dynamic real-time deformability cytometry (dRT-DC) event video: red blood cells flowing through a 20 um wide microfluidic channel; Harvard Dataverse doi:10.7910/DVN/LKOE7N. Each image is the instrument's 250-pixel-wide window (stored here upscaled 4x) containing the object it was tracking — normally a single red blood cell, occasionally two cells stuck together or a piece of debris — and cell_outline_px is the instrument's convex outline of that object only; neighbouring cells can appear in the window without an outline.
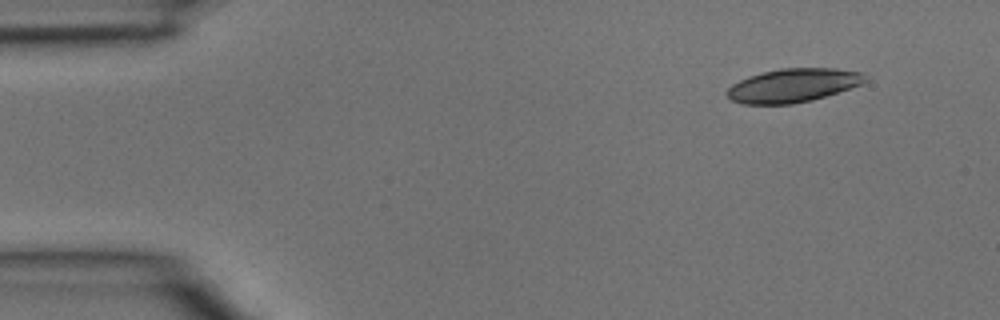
{"species": "common noctule bat (a hibernating species)", "species_latin": "Nyctalus noctula", "temperature_condition": "room temperature", "stored_images_in_passage": 3, "camera_frame_rate_fps": 3000, "um_per_image_px": 0.085, "animal": {"sex": "male", "body_mass_g": 15.6}, "frame": {"image": 1, "passage_image": 1, "time_ms": 0.0, "image_size_px": [1000, 320], "cell_outline_px": [[868, 80], [860, 84], [812, 100], [792, 104], [744, 104], [732, 100], [724, 92], [732, 84], [748, 76], [780, 68], [836, 68], [864, 72], [868, 76]], "centroid_in_image_um": [67.41, 7.25], "position_along_channel_um": 17.6, "area_um2": 27.05}}
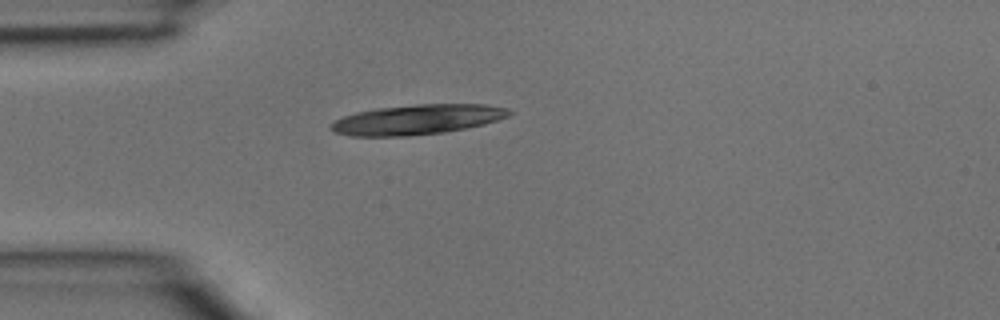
{"frame": {"image": 2, "passage_image": 3, "time_ms": 0.667, "image_size_px": [1000, 320], "cell_outline_px": [[512, 112], [508, 116], [484, 124], [444, 132], [408, 136], [352, 136], [332, 132], [328, 128], [328, 124], [344, 116], [356, 112], [376, 108], [416, 104], [484, 104], [508, 108]], "centroid_in_image_um": [35.41, 10.16], "position_along_channel_um": 49.6, "area_um2": 31.15}}